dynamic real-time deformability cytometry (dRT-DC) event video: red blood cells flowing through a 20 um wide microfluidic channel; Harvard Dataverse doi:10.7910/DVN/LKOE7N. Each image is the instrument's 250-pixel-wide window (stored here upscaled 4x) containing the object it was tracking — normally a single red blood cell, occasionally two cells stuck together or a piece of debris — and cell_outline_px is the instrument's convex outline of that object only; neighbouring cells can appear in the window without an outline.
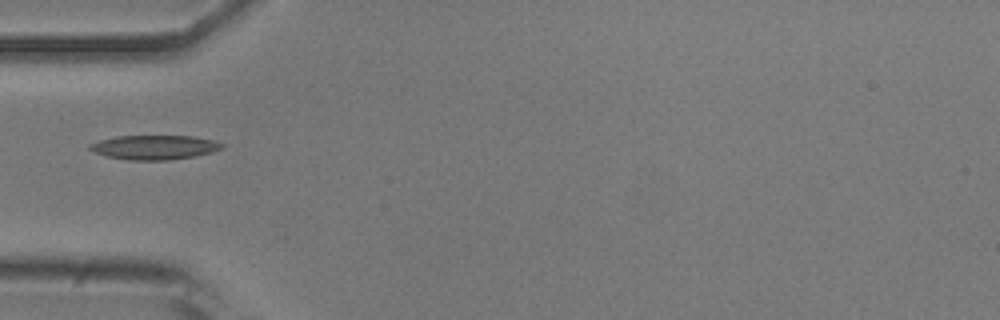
{"species": "common noctule bat (a hibernating species)", "species_latin": "Nyctalus noctula", "temperature_condition": "room temperature", "stored_images_in_passage": 22, "camera_frame_rate_fps": 3000, "um_per_image_px": 0.085, "animal": {"sex": "male", "body_mass_g": 20.5, "forearm_length_mm": 52.5}, "frame": {"image": 1, "passage_image": 1, "time_ms": 0.0, "image_size_px": [1000, 320], "cell_outline_px": [[224, 148], [212, 152], [196, 156], [168, 160], [128, 160], [108, 156], [96, 152], [88, 148], [88, 144], [100, 140], [116, 136], [192, 136], [216, 140], [224, 144]], "centroid_in_image_um": [13.17, 12.52], "position_along_channel_um": 71.8, "area_um2": 18.79}}
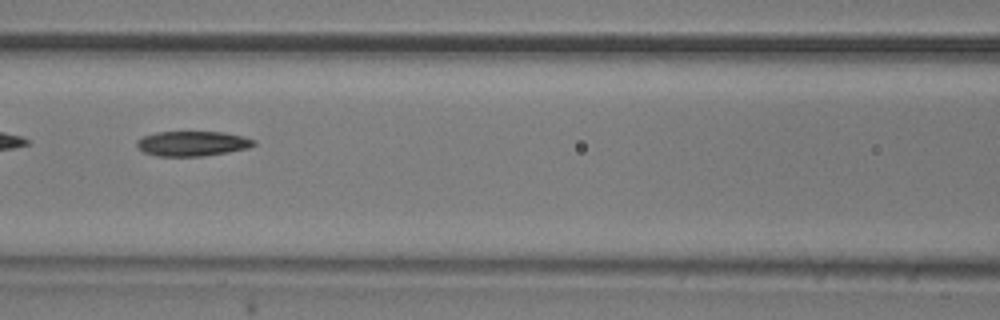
{"frame": {"image": 2, "passage_image": 7, "time_ms": 2.0, "image_size_px": [1000, 320], "cell_outline_px": [[256, 144], [248, 148], [228, 152], [204, 156], [156, 156], [144, 152], [136, 144], [136, 140], [144, 136], [156, 132], [224, 132], [244, 136], [256, 140]], "centroid_in_image_um": [16.38, 12.2], "position_along_channel_um": 150.2, "area_um2": 17.05}}